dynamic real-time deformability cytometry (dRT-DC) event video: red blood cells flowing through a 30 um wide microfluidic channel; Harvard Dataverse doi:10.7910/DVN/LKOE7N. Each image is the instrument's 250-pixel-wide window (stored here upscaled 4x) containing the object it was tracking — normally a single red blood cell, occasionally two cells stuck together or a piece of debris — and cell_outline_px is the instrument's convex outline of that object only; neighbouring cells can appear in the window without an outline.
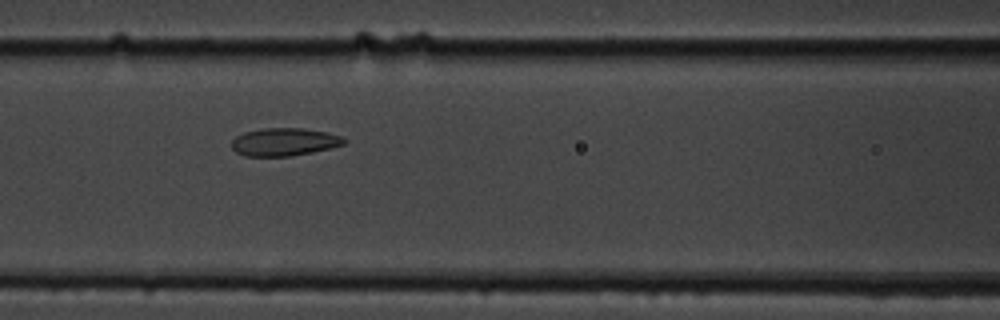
{"species": "common noctule bat (a hibernating species)", "species_latin": "Nyctalus noctula", "temperature_condition": "cold", "stored_images_in_passage": 7, "camera_frame_rate_fps": 3000, "um_per_image_px": 0.085, "animal": {"sex": "male", "body_mass_g": 19.5, "forearm_length_mm": 54.6}, "frame": {"image": 1, "passage_image": 6, "time_ms": 6.667, "image_size_px": [1000, 320], "cell_outline_px": [[348, 140], [344, 144], [312, 152], [292, 156], [244, 156], [236, 152], [232, 148], [232, 140], [236, 136], [244, 132], [264, 128], [304, 128], [328, 132], [340, 136]], "centroid_in_image_um": [24.15, 12.06], "position_along_channel_um": 142.4, "area_um2": 18.26}}
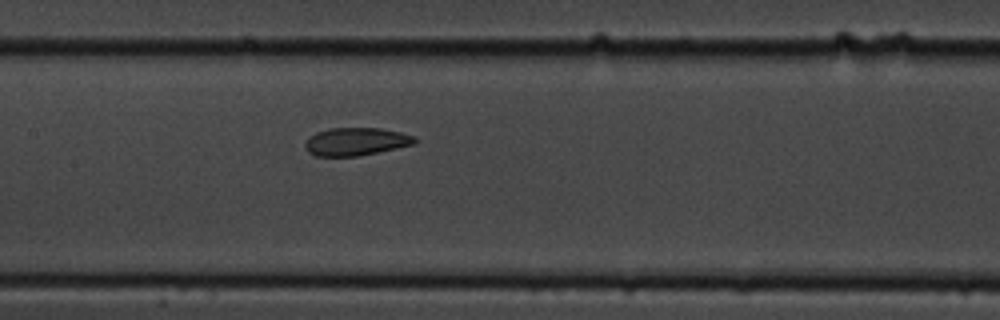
{"frame": {"image": 2, "passage_image": 7, "time_ms": 7.667, "image_size_px": [1000, 320], "cell_outline_px": [[416, 144], [356, 156], [316, 156], [308, 152], [304, 148], [304, 144], [316, 132], [328, 128], [380, 128], [400, 132], [416, 136]], "centroid_in_image_um": [30.26, 12.03], "position_along_channel_um": 177.1, "area_um2": 17.74}}